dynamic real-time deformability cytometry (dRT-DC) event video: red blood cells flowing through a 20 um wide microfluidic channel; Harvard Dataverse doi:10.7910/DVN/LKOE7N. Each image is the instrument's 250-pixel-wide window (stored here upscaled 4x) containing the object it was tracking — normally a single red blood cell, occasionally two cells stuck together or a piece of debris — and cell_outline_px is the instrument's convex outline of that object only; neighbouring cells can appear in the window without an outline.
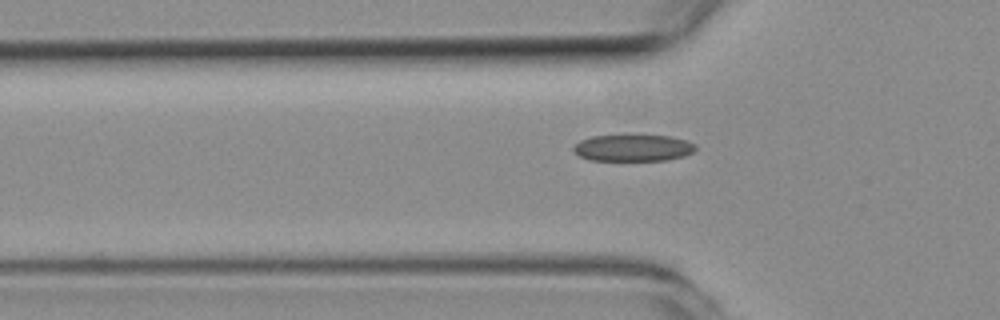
{"species": "common noctule bat (a hibernating species)", "species_latin": "Nyctalus noctula", "temperature_condition": "room temperature", "stored_images_in_passage": 38, "camera_frame_rate_fps": 3000, "um_per_image_px": 0.085, "animal": {"sex": "female", "body_mass_g": 19.3, "forearm_length_mm": 54.1}, "frame": {"image": 1, "passage_image": 3, "time_ms": 0.667, "image_size_px": [1000, 320], "cell_outline_px": [[696, 148], [692, 152], [684, 156], [664, 160], [588, 160], [580, 156], [572, 148], [580, 140], [592, 136], [672, 136], [688, 140], [696, 144]], "centroid_in_image_um": [53.84, 12.57], "position_along_channel_um": 72.0, "area_um2": 18.79}}
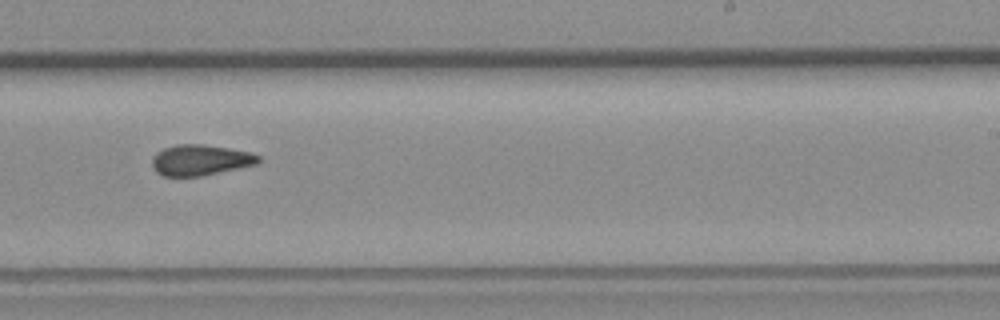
{"frame": {"image": 2, "passage_image": 18, "time_ms": 5.667, "image_size_px": [1000, 320], "cell_outline_px": [[260, 160], [256, 164], [200, 176], [164, 176], [156, 172], [152, 168], [152, 156], [156, 152], [164, 148], [176, 144], [200, 144], [228, 148], [252, 152], [260, 156]], "centroid_in_image_um": [16.99, 13.6], "position_along_channel_um": 272.0, "area_um2": 19.02}}
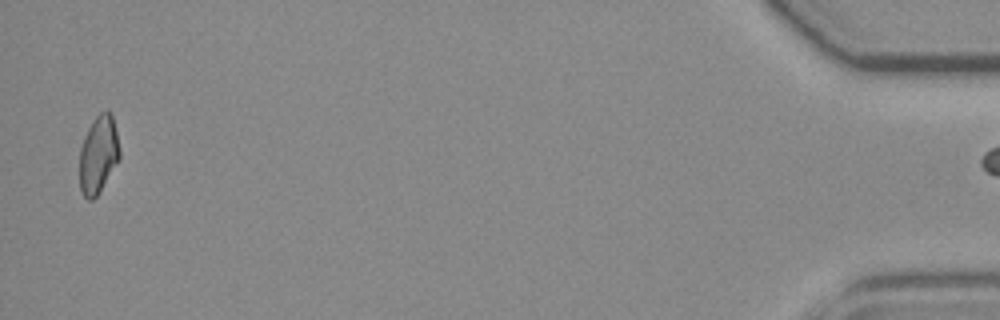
{"frame": {"image": 3, "passage_image": 37, "time_ms": 12.0, "image_size_px": [1000, 320], "cell_outline_px": [[120, 160], [96, 196], [92, 200], [88, 200], [84, 196], [80, 188], [80, 148], [84, 136], [88, 128], [96, 116], [100, 112], [108, 108], [112, 116], [120, 148]], "centroid_in_image_um": [8.37, 13.12], "position_along_channel_um": 426.8, "area_um2": 18.15}}